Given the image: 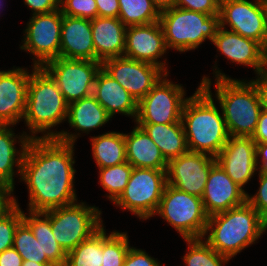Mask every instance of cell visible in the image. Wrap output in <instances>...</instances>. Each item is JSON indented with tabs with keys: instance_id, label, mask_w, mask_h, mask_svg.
Instances as JSON below:
<instances>
[{
	"instance_id": "1",
	"label": "cell",
	"mask_w": 267,
	"mask_h": 266,
	"mask_svg": "<svg viewBox=\"0 0 267 266\" xmlns=\"http://www.w3.org/2000/svg\"><path fill=\"white\" fill-rule=\"evenodd\" d=\"M77 135L61 130L57 138L30 140L20 178L28 186V211L44 212L77 201L73 184Z\"/></svg>"
},
{
	"instance_id": "2",
	"label": "cell",
	"mask_w": 267,
	"mask_h": 266,
	"mask_svg": "<svg viewBox=\"0 0 267 266\" xmlns=\"http://www.w3.org/2000/svg\"><path fill=\"white\" fill-rule=\"evenodd\" d=\"M210 88L211 79L204 76L197 91L186 100L181 121L188 150L216 157L230 135Z\"/></svg>"
},
{
	"instance_id": "3",
	"label": "cell",
	"mask_w": 267,
	"mask_h": 266,
	"mask_svg": "<svg viewBox=\"0 0 267 266\" xmlns=\"http://www.w3.org/2000/svg\"><path fill=\"white\" fill-rule=\"evenodd\" d=\"M266 230L267 221L246 201L209 216L202 238L219 254L231 259L255 243Z\"/></svg>"
},
{
	"instance_id": "4",
	"label": "cell",
	"mask_w": 267,
	"mask_h": 266,
	"mask_svg": "<svg viewBox=\"0 0 267 266\" xmlns=\"http://www.w3.org/2000/svg\"><path fill=\"white\" fill-rule=\"evenodd\" d=\"M67 115L68 103L55 80L43 67L33 66L23 117L31 132L29 137L31 139L57 138L60 132L53 131L51 128L67 120ZM40 132L43 133V136L35 135Z\"/></svg>"
},
{
	"instance_id": "5",
	"label": "cell",
	"mask_w": 267,
	"mask_h": 266,
	"mask_svg": "<svg viewBox=\"0 0 267 266\" xmlns=\"http://www.w3.org/2000/svg\"><path fill=\"white\" fill-rule=\"evenodd\" d=\"M214 72L215 95L229 135L252 137L262 111L254 83L226 77L219 69Z\"/></svg>"
},
{
	"instance_id": "6",
	"label": "cell",
	"mask_w": 267,
	"mask_h": 266,
	"mask_svg": "<svg viewBox=\"0 0 267 266\" xmlns=\"http://www.w3.org/2000/svg\"><path fill=\"white\" fill-rule=\"evenodd\" d=\"M160 23L167 49L186 52L198 48L206 39L214 40L220 27L219 14L172 7L161 11Z\"/></svg>"
},
{
	"instance_id": "7",
	"label": "cell",
	"mask_w": 267,
	"mask_h": 266,
	"mask_svg": "<svg viewBox=\"0 0 267 266\" xmlns=\"http://www.w3.org/2000/svg\"><path fill=\"white\" fill-rule=\"evenodd\" d=\"M175 228L183 239L204 237L209 216L202 198L166 184L155 212Z\"/></svg>"
},
{
	"instance_id": "8",
	"label": "cell",
	"mask_w": 267,
	"mask_h": 266,
	"mask_svg": "<svg viewBox=\"0 0 267 266\" xmlns=\"http://www.w3.org/2000/svg\"><path fill=\"white\" fill-rule=\"evenodd\" d=\"M77 202L50 209L52 233L66 254L103 226L98 207Z\"/></svg>"
},
{
	"instance_id": "9",
	"label": "cell",
	"mask_w": 267,
	"mask_h": 266,
	"mask_svg": "<svg viewBox=\"0 0 267 266\" xmlns=\"http://www.w3.org/2000/svg\"><path fill=\"white\" fill-rule=\"evenodd\" d=\"M166 171L133 167L125 190L114 204L140 219L153 217L167 184Z\"/></svg>"
},
{
	"instance_id": "10",
	"label": "cell",
	"mask_w": 267,
	"mask_h": 266,
	"mask_svg": "<svg viewBox=\"0 0 267 266\" xmlns=\"http://www.w3.org/2000/svg\"><path fill=\"white\" fill-rule=\"evenodd\" d=\"M163 75L149 93L138 102L136 124H173L181 120L188 99L183 86ZM166 77V78H164Z\"/></svg>"
},
{
	"instance_id": "11",
	"label": "cell",
	"mask_w": 267,
	"mask_h": 266,
	"mask_svg": "<svg viewBox=\"0 0 267 266\" xmlns=\"http://www.w3.org/2000/svg\"><path fill=\"white\" fill-rule=\"evenodd\" d=\"M43 68L55 80L69 104L93 95L94 82L101 69V62L59 57L46 63Z\"/></svg>"
},
{
	"instance_id": "12",
	"label": "cell",
	"mask_w": 267,
	"mask_h": 266,
	"mask_svg": "<svg viewBox=\"0 0 267 266\" xmlns=\"http://www.w3.org/2000/svg\"><path fill=\"white\" fill-rule=\"evenodd\" d=\"M63 14L60 9L50 13L33 15L24 31L25 50L34 55V67H43L60 57L61 26ZM36 58V59H35Z\"/></svg>"
},
{
	"instance_id": "13",
	"label": "cell",
	"mask_w": 267,
	"mask_h": 266,
	"mask_svg": "<svg viewBox=\"0 0 267 266\" xmlns=\"http://www.w3.org/2000/svg\"><path fill=\"white\" fill-rule=\"evenodd\" d=\"M220 27L259 42L267 50V13L261 0H220Z\"/></svg>"
},
{
	"instance_id": "14",
	"label": "cell",
	"mask_w": 267,
	"mask_h": 266,
	"mask_svg": "<svg viewBox=\"0 0 267 266\" xmlns=\"http://www.w3.org/2000/svg\"><path fill=\"white\" fill-rule=\"evenodd\" d=\"M101 68L125 88L137 102L145 97L166 74L156 65L124 56L103 61Z\"/></svg>"
},
{
	"instance_id": "15",
	"label": "cell",
	"mask_w": 267,
	"mask_h": 266,
	"mask_svg": "<svg viewBox=\"0 0 267 266\" xmlns=\"http://www.w3.org/2000/svg\"><path fill=\"white\" fill-rule=\"evenodd\" d=\"M216 158L188 151L171 159L167 167V184L188 194L202 198L211 167Z\"/></svg>"
},
{
	"instance_id": "16",
	"label": "cell",
	"mask_w": 267,
	"mask_h": 266,
	"mask_svg": "<svg viewBox=\"0 0 267 266\" xmlns=\"http://www.w3.org/2000/svg\"><path fill=\"white\" fill-rule=\"evenodd\" d=\"M166 51L167 47L160 21L126 28L124 57L151 63L160 67L165 73H169L166 63L158 61V58H161Z\"/></svg>"
},
{
	"instance_id": "17",
	"label": "cell",
	"mask_w": 267,
	"mask_h": 266,
	"mask_svg": "<svg viewBox=\"0 0 267 266\" xmlns=\"http://www.w3.org/2000/svg\"><path fill=\"white\" fill-rule=\"evenodd\" d=\"M215 158L217 164L242 189L258 170L256 143L252 137L230 136Z\"/></svg>"
},
{
	"instance_id": "18",
	"label": "cell",
	"mask_w": 267,
	"mask_h": 266,
	"mask_svg": "<svg viewBox=\"0 0 267 266\" xmlns=\"http://www.w3.org/2000/svg\"><path fill=\"white\" fill-rule=\"evenodd\" d=\"M0 71V125L13 126L24 117L30 74L24 68Z\"/></svg>"
},
{
	"instance_id": "19",
	"label": "cell",
	"mask_w": 267,
	"mask_h": 266,
	"mask_svg": "<svg viewBox=\"0 0 267 266\" xmlns=\"http://www.w3.org/2000/svg\"><path fill=\"white\" fill-rule=\"evenodd\" d=\"M212 43L232 63L251 66L257 76L267 72V50L259 42L219 27Z\"/></svg>"
},
{
	"instance_id": "20",
	"label": "cell",
	"mask_w": 267,
	"mask_h": 266,
	"mask_svg": "<svg viewBox=\"0 0 267 266\" xmlns=\"http://www.w3.org/2000/svg\"><path fill=\"white\" fill-rule=\"evenodd\" d=\"M247 193L217 164L211 167L202 201L208 216L243 205Z\"/></svg>"
},
{
	"instance_id": "21",
	"label": "cell",
	"mask_w": 267,
	"mask_h": 266,
	"mask_svg": "<svg viewBox=\"0 0 267 266\" xmlns=\"http://www.w3.org/2000/svg\"><path fill=\"white\" fill-rule=\"evenodd\" d=\"M60 57L95 61L91 20L63 15Z\"/></svg>"
},
{
	"instance_id": "22",
	"label": "cell",
	"mask_w": 267,
	"mask_h": 266,
	"mask_svg": "<svg viewBox=\"0 0 267 266\" xmlns=\"http://www.w3.org/2000/svg\"><path fill=\"white\" fill-rule=\"evenodd\" d=\"M126 26L119 18L96 17L91 20L95 61L123 57Z\"/></svg>"
},
{
	"instance_id": "23",
	"label": "cell",
	"mask_w": 267,
	"mask_h": 266,
	"mask_svg": "<svg viewBox=\"0 0 267 266\" xmlns=\"http://www.w3.org/2000/svg\"><path fill=\"white\" fill-rule=\"evenodd\" d=\"M93 96L111 117L119 113L136 119L137 100L102 68L95 78Z\"/></svg>"
},
{
	"instance_id": "24",
	"label": "cell",
	"mask_w": 267,
	"mask_h": 266,
	"mask_svg": "<svg viewBox=\"0 0 267 266\" xmlns=\"http://www.w3.org/2000/svg\"><path fill=\"white\" fill-rule=\"evenodd\" d=\"M127 162L136 168L167 170L168 162L146 131L135 126L131 133L124 134Z\"/></svg>"
},
{
	"instance_id": "25",
	"label": "cell",
	"mask_w": 267,
	"mask_h": 266,
	"mask_svg": "<svg viewBox=\"0 0 267 266\" xmlns=\"http://www.w3.org/2000/svg\"><path fill=\"white\" fill-rule=\"evenodd\" d=\"M21 143V150H17L15 142ZM31 138L23 132L15 136L10 125H0V184H6L14 188V166L17 167V174L21 177L22 162L24 154Z\"/></svg>"
},
{
	"instance_id": "26",
	"label": "cell",
	"mask_w": 267,
	"mask_h": 266,
	"mask_svg": "<svg viewBox=\"0 0 267 266\" xmlns=\"http://www.w3.org/2000/svg\"><path fill=\"white\" fill-rule=\"evenodd\" d=\"M158 146L167 162L188 152L182 121L173 124H137Z\"/></svg>"
},
{
	"instance_id": "27",
	"label": "cell",
	"mask_w": 267,
	"mask_h": 266,
	"mask_svg": "<svg viewBox=\"0 0 267 266\" xmlns=\"http://www.w3.org/2000/svg\"><path fill=\"white\" fill-rule=\"evenodd\" d=\"M22 220L30 227L33 235L40 243L42 254H45L54 266H65L67 254L52 233L50 210L44 212L29 211V216H26L22 211Z\"/></svg>"
},
{
	"instance_id": "28",
	"label": "cell",
	"mask_w": 267,
	"mask_h": 266,
	"mask_svg": "<svg viewBox=\"0 0 267 266\" xmlns=\"http://www.w3.org/2000/svg\"><path fill=\"white\" fill-rule=\"evenodd\" d=\"M111 118L93 95L68 104L67 122L75 131L89 133L105 125Z\"/></svg>"
},
{
	"instance_id": "29",
	"label": "cell",
	"mask_w": 267,
	"mask_h": 266,
	"mask_svg": "<svg viewBox=\"0 0 267 266\" xmlns=\"http://www.w3.org/2000/svg\"><path fill=\"white\" fill-rule=\"evenodd\" d=\"M92 153L98 168L127 162L124 133L108 132L91 137Z\"/></svg>"
},
{
	"instance_id": "30",
	"label": "cell",
	"mask_w": 267,
	"mask_h": 266,
	"mask_svg": "<svg viewBox=\"0 0 267 266\" xmlns=\"http://www.w3.org/2000/svg\"><path fill=\"white\" fill-rule=\"evenodd\" d=\"M103 260V226L66 255L65 266H101Z\"/></svg>"
},
{
	"instance_id": "31",
	"label": "cell",
	"mask_w": 267,
	"mask_h": 266,
	"mask_svg": "<svg viewBox=\"0 0 267 266\" xmlns=\"http://www.w3.org/2000/svg\"><path fill=\"white\" fill-rule=\"evenodd\" d=\"M118 18L126 27L147 25L160 20L161 12L152 0H119Z\"/></svg>"
},
{
	"instance_id": "32",
	"label": "cell",
	"mask_w": 267,
	"mask_h": 266,
	"mask_svg": "<svg viewBox=\"0 0 267 266\" xmlns=\"http://www.w3.org/2000/svg\"><path fill=\"white\" fill-rule=\"evenodd\" d=\"M188 252L183 256L186 266H223L230 258L219 254L202 238L185 239Z\"/></svg>"
},
{
	"instance_id": "33",
	"label": "cell",
	"mask_w": 267,
	"mask_h": 266,
	"mask_svg": "<svg viewBox=\"0 0 267 266\" xmlns=\"http://www.w3.org/2000/svg\"><path fill=\"white\" fill-rule=\"evenodd\" d=\"M133 166L128 162L115 166L99 168V183L108 192L113 203L120 197L128 184Z\"/></svg>"
},
{
	"instance_id": "34",
	"label": "cell",
	"mask_w": 267,
	"mask_h": 266,
	"mask_svg": "<svg viewBox=\"0 0 267 266\" xmlns=\"http://www.w3.org/2000/svg\"><path fill=\"white\" fill-rule=\"evenodd\" d=\"M13 247L21 255L23 260H30L37 263H51L45 254H42V247L37 241L30 227L22 220L14 233Z\"/></svg>"
},
{
	"instance_id": "35",
	"label": "cell",
	"mask_w": 267,
	"mask_h": 266,
	"mask_svg": "<svg viewBox=\"0 0 267 266\" xmlns=\"http://www.w3.org/2000/svg\"><path fill=\"white\" fill-rule=\"evenodd\" d=\"M129 248L127 232L113 231L107 235L103 226V260L101 266H123Z\"/></svg>"
},
{
	"instance_id": "36",
	"label": "cell",
	"mask_w": 267,
	"mask_h": 266,
	"mask_svg": "<svg viewBox=\"0 0 267 266\" xmlns=\"http://www.w3.org/2000/svg\"><path fill=\"white\" fill-rule=\"evenodd\" d=\"M22 221V210L16 205L8 214L0 218V253L13 247L14 233Z\"/></svg>"
},
{
	"instance_id": "37",
	"label": "cell",
	"mask_w": 267,
	"mask_h": 266,
	"mask_svg": "<svg viewBox=\"0 0 267 266\" xmlns=\"http://www.w3.org/2000/svg\"><path fill=\"white\" fill-rule=\"evenodd\" d=\"M63 15L93 20L98 17L95 0H60Z\"/></svg>"
},
{
	"instance_id": "38",
	"label": "cell",
	"mask_w": 267,
	"mask_h": 266,
	"mask_svg": "<svg viewBox=\"0 0 267 266\" xmlns=\"http://www.w3.org/2000/svg\"><path fill=\"white\" fill-rule=\"evenodd\" d=\"M258 172L259 190L252 196L247 193L246 201L267 221V172Z\"/></svg>"
},
{
	"instance_id": "39",
	"label": "cell",
	"mask_w": 267,
	"mask_h": 266,
	"mask_svg": "<svg viewBox=\"0 0 267 266\" xmlns=\"http://www.w3.org/2000/svg\"><path fill=\"white\" fill-rule=\"evenodd\" d=\"M174 7L216 15L219 14L220 0H175Z\"/></svg>"
},
{
	"instance_id": "40",
	"label": "cell",
	"mask_w": 267,
	"mask_h": 266,
	"mask_svg": "<svg viewBox=\"0 0 267 266\" xmlns=\"http://www.w3.org/2000/svg\"><path fill=\"white\" fill-rule=\"evenodd\" d=\"M123 266H162L142 249L129 248Z\"/></svg>"
},
{
	"instance_id": "41",
	"label": "cell",
	"mask_w": 267,
	"mask_h": 266,
	"mask_svg": "<svg viewBox=\"0 0 267 266\" xmlns=\"http://www.w3.org/2000/svg\"><path fill=\"white\" fill-rule=\"evenodd\" d=\"M14 188L0 184V218L8 214L16 205H18L16 198L13 194Z\"/></svg>"
},
{
	"instance_id": "42",
	"label": "cell",
	"mask_w": 267,
	"mask_h": 266,
	"mask_svg": "<svg viewBox=\"0 0 267 266\" xmlns=\"http://www.w3.org/2000/svg\"><path fill=\"white\" fill-rule=\"evenodd\" d=\"M33 14H45L60 9V0H24Z\"/></svg>"
},
{
	"instance_id": "43",
	"label": "cell",
	"mask_w": 267,
	"mask_h": 266,
	"mask_svg": "<svg viewBox=\"0 0 267 266\" xmlns=\"http://www.w3.org/2000/svg\"><path fill=\"white\" fill-rule=\"evenodd\" d=\"M97 5L98 17L118 18L119 0H95Z\"/></svg>"
},
{
	"instance_id": "44",
	"label": "cell",
	"mask_w": 267,
	"mask_h": 266,
	"mask_svg": "<svg viewBox=\"0 0 267 266\" xmlns=\"http://www.w3.org/2000/svg\"><path fill=\"white\" fill-rule=\"evenodd\" d=\"M257 90L262 111L267 112V72L258 75L256 80H251Z\"/></svg>"
},
{
	"instance_id": "45",
	"label": "cell",
	"mask_w": 267,
	"mask_h": 266,
	"mask_svg": "<svg viewBox=\"0 0 267 266\" xmlns=\"http://www.w3.org/2000/svg\"><path fill=\"white\" fill-rule=\"evenodd\" d=\"M23 258L14 247L0 253V266H22Z\"/></svg>"
},
{
	"instance_id": "46",
	"label": "cell",
	"mask_w": 267,
	"mask_h": 266,
	"mask_svg": "<svg viewBox=\"0 0 267 266\" xmlns=\"http://www.w3.org/2000/svg\"><path fill=\"white\" fill-rule=\"evenodd\" d=\"M252 139L255 143H267V112L261 111Z\"/></svg>"
},
{
	"instance_id": "47",
	"label": "cell",
	"mask_w": 267,
	"mask_h": 266,
	"mask_svg": "<svg viewBox=\"0 0 267 266\" xmlns=\"http://www.w3.org/2000/svg\"><path fill=\"white\" fill-rule=\"evenodd\" d=\"M258 157L261 158L262 162V164H260V167L258 166V164L261 162ZM256 165L259 171L267 172V143H256Z\"/></svg>"
},
{
	"instance_id": "48",
	"label": "cell",
	"mask_w": 267,
	"mask_h": 266,
	"mask_svg": "<svg viewBox=\"0 0 267 266\" xmlns=\"http://www.w3.org/2000/svg\"><path fill=\"white\" fill-rule=\"evenodd\" d=\"M152 2L160 12L175 6V0H152Z\"/></svg>"
},
{
	"instance_id": "49",
	"label": "cell",
	"mask_w": 267,
	"mask_h": 266,
	"mask_svg": "<svg viewBox=\"0 0 267 266\" xmlns=\"http://www.w3.org/2000/svg\"><path fill=\"white\" fill-rule=\"evenodd\" d=\"M22 266H54L52 263H37L30 260H23Z\"/></svg>"
},
{
	"instance_id": "50",
	"label": "cell",
	"mask_w": 267,
	"mask_h": 266,
	"mask_svg": "<svg viewBox=\"0 0 267 266\" xmlns=\"http://www.w3.org/2000/svg\"><path fill=\"white\" fill-rule=\"evenodd\" d=\"M264 4H266L267 3V0H261Z\"/></svg>"
}]
</instances>
